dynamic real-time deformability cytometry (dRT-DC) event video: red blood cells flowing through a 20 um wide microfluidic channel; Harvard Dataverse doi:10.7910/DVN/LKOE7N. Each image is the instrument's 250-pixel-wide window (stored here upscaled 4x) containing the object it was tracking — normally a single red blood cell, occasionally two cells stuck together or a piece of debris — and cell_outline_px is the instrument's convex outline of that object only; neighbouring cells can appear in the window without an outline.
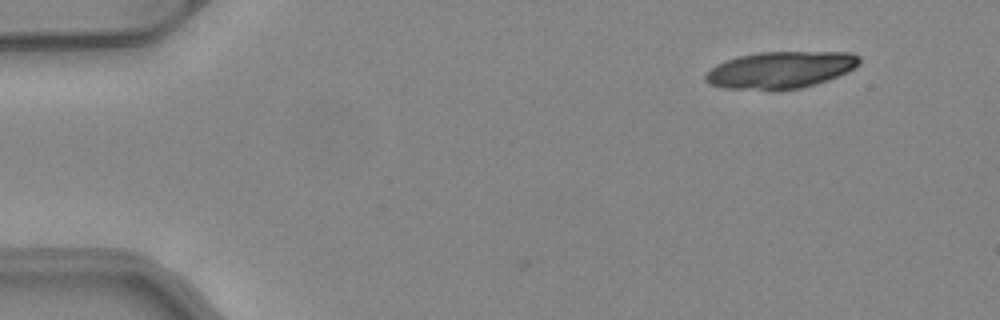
{"species": "common noctule bat (a hibernating species)", "species_latin": "Nyctalus noctula", "temperature_condition": "warm", "stored_images_in_passage": 4, "camera_frame_rate_fps": 3000, "um_per_image_px": 0.085, "animal": {"sex": "female", "body_mass_g": 24.6, "forearm_length_mm": 56.2}, "frame": {"image": 1, "passage_image": 1, "time_ms": 0.0, "image_size_px": [1000, 320], "cell_outline_px": [[860, 64], [856, 68], [848, 72], [828, 80], [816, 84], [800, 88], [776, 92], [768, 92], [724, 88], [708, 84], [704, 80], [704, 76], [716, 64], [740, 56], [760, 52], [852, 52], [860, 56]], "centroid_in_image_um": [66.35, 5.98], "position_along_channel_um": 18.6, "area_um2": 33.87}}